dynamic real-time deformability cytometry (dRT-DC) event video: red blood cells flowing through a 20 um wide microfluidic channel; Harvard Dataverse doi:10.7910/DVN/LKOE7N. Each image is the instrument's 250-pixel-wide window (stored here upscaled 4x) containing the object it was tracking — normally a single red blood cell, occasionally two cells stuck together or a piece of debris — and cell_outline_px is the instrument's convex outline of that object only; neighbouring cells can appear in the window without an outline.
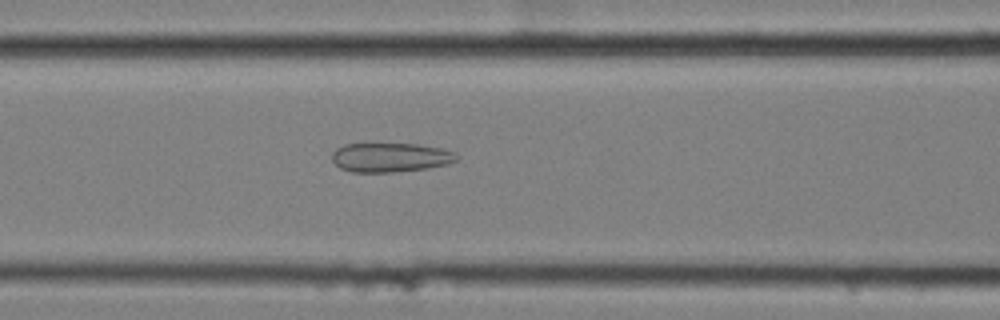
{"species": "common noctule bat (a hibernating species)", "species_latin": "Nyctalus noctula", "temperature_condition": "cold", "stored_images_in_passage": 58, "camera_frame_rate_fps": 3000, "um_per_image_px": 0.085, "animal": {"sex": "female", "body_mass_g": 25.1}, "frame": {"image": 1, "passage_image": 24, "time_ms": 7.667, "image_size_px": [1000, 320], "cell_outline_px": [[460, 156], [456, 160], [448, 164], [424, 168], [392, 172], [352, 172], [340, 168], [332, 160], [332, 152], [336, 148], [344, 144], [416, 144], [444, 148], [456, 152]], "centroid_in_image_um": [33.2, 13.37], "position_along_channel_um": 133.4, "area_um2": 21.27}}
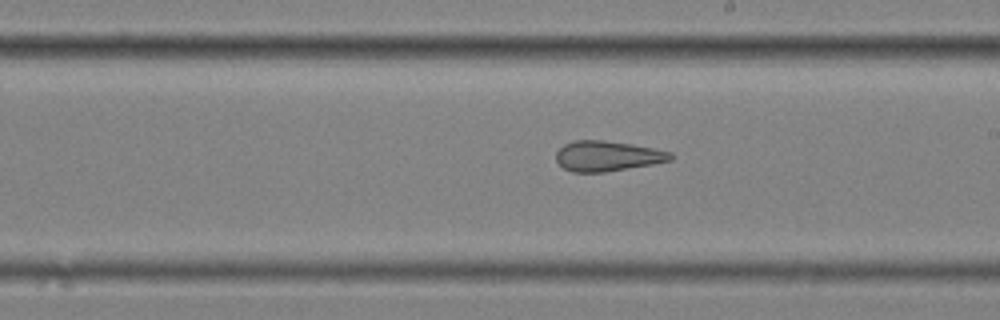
{"frame": {"image": 2, "passage_image": 33, "time_ms": 10.667, "image_size_px": [1000, 320], "cell_outline_px": [[672, 160], [652, 164], [604, 172], [572, 172], [564, 168], [556, 160], [556, 152], [564, 144], [576, 140], [604, 140], [632, 144], [672, 152]], "centroid_in_image_um": [51.61, 13.26], "position_along_channel_um": 237.4, "area_um2": 20.06}}
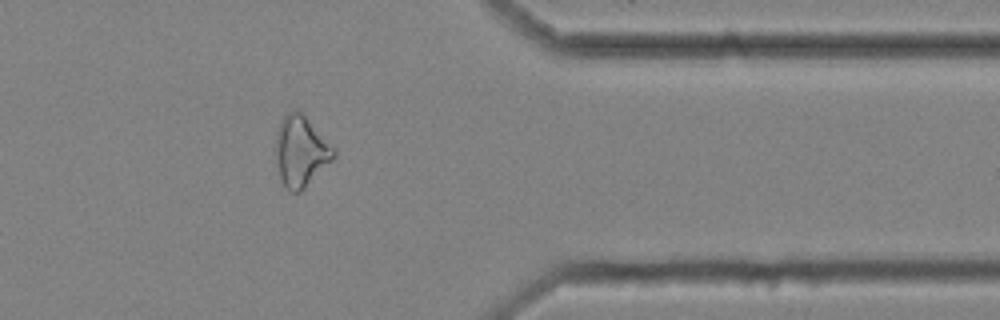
{"frame": {"image": 3, "passage_image": 47, "time_ms": 15.333, "image_size_px": [1000, 320], "cell_outline_px": [[336, 156], [300, 192], [288, 192], [280, 176], [276, 156], [276, 132], [280, 120], [292, 108], [300, 108], [304, 112], [336, 148]], "centroid_in_image_um": [25.59, 12.77], "position_along_channel_um": 385.8, "area_um2": 24.33}, "authors_computed_cell_mechanics": {"area_um2": 25.2297, "velocity_mm_per_s": 3.4686, "shape_relaxation_time_tau1_ms": null, "shape_relaxation_time_tau2_ms": 2.9534, "deformation_change_tau1": null, "deformation_change_tau2": 0.1252}}